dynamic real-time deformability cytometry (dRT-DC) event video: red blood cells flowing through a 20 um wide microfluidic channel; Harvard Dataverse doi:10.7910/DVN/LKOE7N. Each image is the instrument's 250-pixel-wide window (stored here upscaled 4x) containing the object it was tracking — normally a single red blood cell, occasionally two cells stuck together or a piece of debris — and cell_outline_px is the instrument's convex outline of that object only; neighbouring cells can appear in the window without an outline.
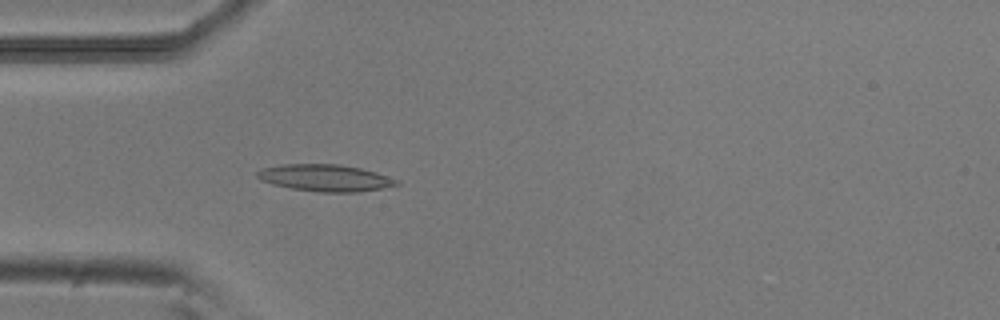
{"species": "common noctule bat (a hibernating species)", "species_latin": "Nyctalus noctula", "temperature_condition": "room temperature", "stored_images_in_passage": 52, "camera_frame_rate_fps": 3000, "um_per_image_px": 0.085, "animal": {"sex": "male", "body_mass_g": 20.5, "forearm_length_mm": 52.5}, "frame": {"image": 1, "passage_image": 15, "time_ms": 4.667, "image_size_px": [1000, 320], "cell_outline_px": [[400, 184], [360, 192], [320, 192], [292, 188], [272, 184], [260, 180], [256, 176], [256, 172], [260, 168], [284, 164], [340, 164], [360, 168], [376, 172], [400, 180]], "centroid_in_image_um": [27.63, 15.11], "position_along_channel_um": 57.4, "area_um2": 21.85}}
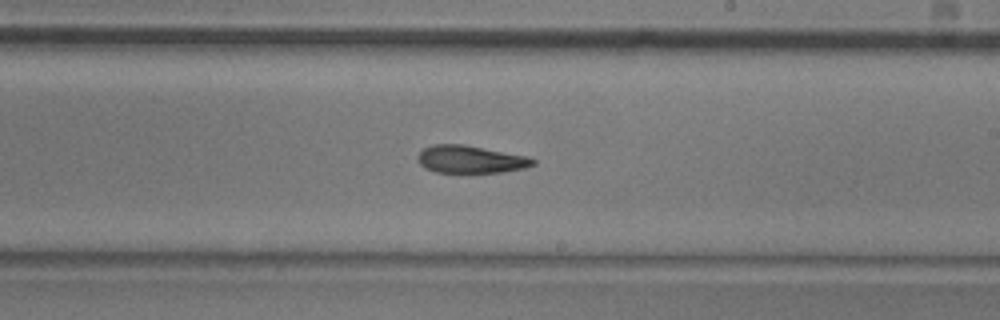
{"frame": {"image": 2, "passage_image": 30, "time_ms": 9.667, "image_size_px": [1000, 320], "cell_outline_px": [[536, 164], [524, 168], [504, 172], [436, 172], [424, 168], [420, 164], [416, 156], [424, 148], [432, 144], [464, 144], [528, 156], [536, 160]], "centroid_in_image_um": [40.0, 13.54], "position_along_channel_um": 249.0, "area_um2": 18.61}}
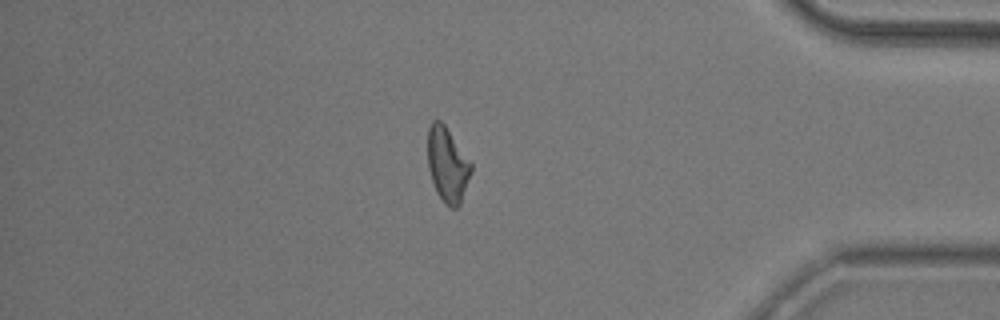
{"frame": {"image": 3, "passage_image": 44, "time_ms": 14.333, "image_size_px": [1000, 320], "cell_outline_px": [[472, 172], [460, 204], [456, 208], [452, 208], [444, 204], [436, 192], [428, 168], [428, 128], [432, 120], [440, 120], [444, 124], [472, 164]], "centroid_in_image_um": [38.03, 14.02], "position_along_channel_um": 397.2, "area_um2": 18.84}, "authors_computed_cell_mechanics": {"area_um2": 19.3341, "velocity_mm_per_s": 3.8893, "shape_relaxation_time_tau1_ms": 5.9972, "shape_relaxation_time_tau2_ms": null, "deformation_change_tau1": 0.1698, "deformation_change_tau2": null}}